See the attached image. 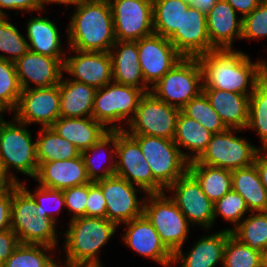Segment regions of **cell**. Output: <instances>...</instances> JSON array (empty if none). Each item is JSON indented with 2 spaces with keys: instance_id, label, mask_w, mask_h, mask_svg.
Segmentation results:
<instances>
[{
  "instance_id": "c3c4849f",
  "label": "cell",
  "mask_w": 267,
  "mask_h": 267,
  "mask_svg": "<svg viewBox=\"0 0 267 267\" xmlns=\"http://www.w3.org/2000/svg\"><path fill=\"white\" fill-rule=\"evenodd\" d=\"M86 217L106 218V202L101 188L95 183H88V196L85 209Z\"/></svg>"
},
{
  "instance_id": "7dc6e473",
  "label": "cell",
  "mask_w": 267,
  "mask_h": 267,
  "mask_svg": "<svg viewBox=\"0 0 267 267\" xmlns=\"http://www.w3.org/2000/svg\"><path fill=\"white\" fill-rule=\"evenodd\" d=\"M62 191L65 197V206L69 209V212L73 211L71 220L84 217L88 196V183L73 186Z\"/></svg>"
},
{
  "instance_id": "681fc988",
  "label": "cell",
  "mask_w": 267,
  "mask_h": 267,
  "mask_svg": "<svg viewBox=\"0 0 267 267\" xmlns=\"http://www.w3.org/2000/svg\"><path fill=\"white\" fill-rule=\"evenodd\" d=\"M19 244L18 237L12 229L0 232V267H3Z\"/></svg>"
},
{
  "instance_id": "30bf717a",
  "label": "cell",
  "mask_w": 267,
  "mask_h": 267,
  "mask_svg": "<svg viewBox=\"0 0 267 267\" xmlns=\"http://www.w3.org/2000/svg\"><path fill=\"white\" fill-rule=\"evenodd\" d=\"M180 109L145 93L138 103L128 134H141L173 140Z\"/></svg>"
},
{
  "instance_id": "52a82bcc",
  "label": "cell",
  "mask_w": 267,
  "mask_h": 267,
  "mask_svg": "<svg viewBox=\"0 0 267 267\" xmlns=\"http://www.w3.org/2000/svg\"><path fill=\"white\" fill-rule=\"evenodd\" d=\"M202 91L203 75L197 58H183L150 89L156 98L179 109Z\"/></svg>"
},
{
  "instance_id": "cb8c5ba5",
  "label": "cell",
  "mask_w": 267,
  "mask_h": 267,
  "mask_svg": "<svg viewBox=\"0 0 267 267\" xmlns=\"http://www.w3.org/2000/svg\"><path fill=\"white\" fill-rule=\"evenodd\" d=\"M231 233L224 229L202 237L188 254H184L182 249L177 250L173 254L172 263L181 262L179 267H215L218 262L223 263L225 243Z\"/></svg>"
},
{
  "instance_id": "74e56055",
  "label": "cell",
  "mask_w": 267,
  "mask_h": 267,
  "mask_svg": "<svg viewBox=\"0 0 267 267\" xmlns=\"http://www.w3.org/2000/svg\"><path fill=\"white\" fill-rule=\"evenodd\" d=\"M50 250L46 245L20 243L3 267H51L56 261L46 254Z\"/></svg>"
},
{
  "instance_id": "6f0895ef",
  "label": "cell",
  "mask_w": 267,
  "mask_h": 267,
  "mask_svg": "<svg viewBox=\"0 0 267 267\" xmlns=\"http://www.w3.org/2000/svg\"><path fill=\"white\" fill-rule=\"evenodd\" d=\"M41 1V6H42V9L44 8V3L47 4V3H62V4H65V5H75L77 6L79 3H81L83 0H40Z\"/></svg>"
},
{
  "instance_id": "8fae6325",
  "label": "cell",
  "mask_w": 267,
  "mask_h": 267,
  "mask_svg": "<svg viewBox=\"0 0 267 267\" xmlns=\"http://www.w3.org/2000/svg\"><path fill=\"white\" fill-rule=\"evenodd\" d=\"M108 2L116 41H138L154 34L152 0H108Z\"/></svg>"
},
{
  "instance_id": "f5cc1de1",
  "label": "cell",
  "mask_w": 267,
  "mask_h": 267,
  "mask_svg": "<svg viewBox=\"0 0 267 267\" xmlns=\"http://www.w3.org/2000/svg\"><path fill=\"white\" fill-rule=\"evenodd\" d=\"M236 11L245 17L251 13L261 2L260 0H225Z\"/></svg>"
},
{
  "instance_id": "6da1fadb",
  "label": "cell",
  "mask_w": 267,
  "mask_h": 267,
  "mask_svg": "<svg viewBox=\"0 0 267 267\" xmlns=\"http://www.w3.org/2000/svg\"><path fill=\"white\" fill-rule=\"evenodd\" d=\"M197 59L202 69L203 89L251 95L262 80V60L252 63L241 51L213 50Z\"/></svg>"
},
{
  "instance_id": "816d5d0a",
  "label": "cell",
  "mask_w": 267,
  "mask_h": 267,
  "mask_svg": "<svg viewBox=\"0 0 267 267\" xmlns=\"http://www.w3.org/2000/svg\"><path fill=\"white\" fill-rule=\"evenodd\" d=\"M29 10L31 12L42 10L40 0H0V16H7L2 9Z\"/></svg>"
},
{
  "instance_id": "7c38bea8",
  "label": "cell",
  "mask_w": 267,
  "mask_h": 267,
  "mask_svg": "<svg viewBox=\"0 0 267 267\" xmlns=\"http://www.w3.org/2000/svg\"><path fill=\"white\" fill-rule=\"evenodd\" d=\"M115 175L137 185L140 193L154 194V177L139 143L125 130H116Z\"/></svg>"
},
{
  "instance_id": "11a10c76",
  "label": "cell",
  "mask_w": 267,
  "mask_h": 267,
  "mask_svg": "<svg viewBox=\"0 0 267 267\" xmlns=\"http://www.w3.org/2000/svg\"><path fill=\"white\" fill-rule=\"evenodd\" d=\"M218 0H194L190 6L207 15Z\"/></svg>"
},
{
  "instance_id": "7402d4cb",
  "label": "cell",
  "mask_w": 267,
  "mask_h": 267,
  "mask_svg": "<svg viewBox=\"0 0 267 267\" xmlns=\"http://www.w3.org/2000/svg\"><path fill=\"white\" fill-rule=\"evenodd\" d=\"M211 45L216 50H232L235 37H242V17L225 0H218L206 15Z\"/></svg>"
},
{
  "instance_id": "be15d7a7",
  "label": "cell",
  "mask_w": 267,
  "mask_h": 267,
  "mask_svg": "<svg viewBox=\"0 0 267 267\" xmlns=\"http://www.w3.org/2000/svg\"><path fill=\"white\" fill-rule=\"evenodd\" d=\"M184 1L190 5L194 0H184Z\"/></svg>"
},
{
  "instance_id": "484cf974",
  "label": "cell",
  "mask_w": 267,
  "mask_h": 267,
  "mask_svg": "<svg viewBox=\"0 0 267 267\" xmlns=\"http://www.w3.org/2000/svg\"><path fill=\"white\" fill-rule=\"evenodd\" d=\"M51 127L81 152L90 148L110 131L109 127H105L93 117H59Z\"/></svg>"
},
{
  "instance_id": "680465c9",
  "label": "cell",
  "mask_w": 267,
  "mask_h": 267,
  "mask_svg": "<svg viewBox=\"0 0 267 267\" xmlns=\"http://www.w3.org/2000/svg\"><path fill=\"white\" fill-rule=\"evenodd\" d=\"M262 80L267 83V62L262 60Z\"/></svg>"
},
{
  "instance_id": "e7e4bbea",
  "label": "cell",
  "mask_w": 267,
  "mask_h": 267,
  "mask_svg": "<svg viewBox=\"0 0 267 267\" xmlns=\"http://www.w3.org/2000/svg\"><path fill=\"white\" fill-rule=\"evenodd\" d=\"M51 267H62V266H59V265L55 262Z\"/></svg>"
},
{
  "instance_id": "ac0fdd59",
  "label": "cell",
  "mask_w": 267,
  "mask_h": 267,
  "mask_svg": "<svg viewBox=\"0 0 267 267\" xmlns=\"http://www.w3.org/2000/svg\"><path fill=\"white\" fill-rule=\"evenodd\" d=\"M64 60L29 50L14 62L21 89L31 88L29 81L33 82L36 88L59 84L63 77Z\"/></svg>"
},
{
  "instance_id": "f907efd6",
  "label": "cell",
  "mask_w": 267,
  "mask_h": 267,
  "mask_svg": "<svg viewBox=\"0 0 267 267\" xmlns=\"http://www.w3.org/2000/svg\"><path fill=\"white\" fill-rule=\"evenodd\" d=\"M12 187L0 194V232L11 229Z\"/></svg>"
},
{
  "instance_id": "d6986e66",
  "label": "cell",
  "mask_w": 267,
  "mask_h": 267,
  "mask_svg": "<svg viewBox=\"0 0 267 267\" xmlns=\"http://www.w3.org/2000/svg\"><path fill=\"white\" fill-rule=\"evenodd\" d=\"M76 56L67 57L64 60V71L68 72L76 79L95 89L112 82V59L109 52L79 51ZM78 54V55H77Z\"/></svg>"
},
{
  "instance_id": "bcb514c9",
  "label": "cell",
  "mask_w": 267,
  "mask_h": 267,
  "mask_svg": "<svg viewBox=\"0 0 267 267\" xmlns=\"http://www.w3.org/2000/svg\"><path fill=\"white\" fill-rule=\"evenodd\" d=\"M267 37V2H261L251 13L242 17L241 39Z\"/></svg>"
},
{
  "instance_id": "277c9868",
  "label": "cell",
  "mask_w": 267,
  "mask_h": 267,
  "mask_svg": "<svg viewBox=\"0 0 267 267\" xmlns=\"http://www.w3.org/2000/svg\"><path fill=\"white\" fill-rule=\"evenodd\" d=\"M129 135L139 143L150 166L154 177V194L163 193L188 171L191 153H184L173 140L141 134Z\"/></svg>"
},
{
  "instance_id": "8992f818",
  "label": "cell",
  "mask_w": 267,
  "mask_h": 267,
  "mask_svg": "<svg viewBox=\"0 0 267 267\" xmlns=\"http://www.w3.org/2000/svg\"><path fill=\"white\" fill-rule=\"evenodd\" d=\"M165 194H147L143 214L159 234L161 242L174 254L182 249L190 223L175 202Z\"/></svg>"
},
{
  "instance_id": "f1b7e54d",
  "label": "cell",
  "mask_w": 267,
  "mask_h": 267,
  "mask_svg": "<svg viewBox=\"0 0 267 267\" xmlns=\"http://www.w3.org/2000/svg\"><path fill=\"white\" fill-rule=\"evenodd\" d=\"M27 38L30 51L53 58H66L62 52L58 28L48 18L30 19L27 23Z\"/></svg>"
},
{
  "instance_id": "5b68a950",
  "label": "cell",
  "mask_w": 267,
  "mask_h": 267,
  "mask_svg": "<svg viewBox=\"0 0 267 267\" xmlns=\"http://www.w3.org/2000/svg\"><path fill=\"white\" fill-rule=\"evenodd\" d=\"M14 120L17 123L0 121V164L15 183H20L14 174H8L10 168L35 178L39 165L36 141L32 142L24 123Z\"/></svg>"
},
{
  "instance_id": "7a4b0ae2",
  "label": "cell",
  "mask_w": 267,
  "mask_h": 267,
  "mask_svg": "<svg viewBox=\"0 0 267 267\" xmlns=\"http://www.w3.org/2000/svg\"><path fill=\"white\" fill-rule=\"evenodd\" d=\"M67 31L68 43L73 50L109 52L116 37L108 0L79 3Z\"/></svg>"
},
{
  "instance_id": "e575fe53",
  "label": "cell",
  "mask_w": 267,
  "mask_h": 267,
  "mask_svg": "<svg viewBox=\"0 0 267 267\" xmlns=\"http://www.w3.org/2000/svg\"><path fill=\"white\" fill-rule=\"evenodd\" d=\"M250 215L239 223L232 234L251 249L262 252L267 248V211Z\"/></svg>"
},
{
  "instance_id": "f6af8a7d",
  "label": "cell",
  "mask_w": 267,
  "mask_h": 267,
  "mask_svg": "<svg viewBox=\"0 0 267 267\" xmlns=\"http://www.w3.org/2000/svg\"><path fill=\"white\" fill-rule=\"evenodd\" d=\"M20 184L32 195V197L36 201L37 203L36 215L40 217H49L56 222L57 218L53 216L54 214H52V210L50 209L48 210L49 206L48 208L46 206L48 205L49 202L52 204L55 203L56 205L54 206L56 208L55 210H57L58 213H60L61 207L65 206V197L63 191L58 189L47 188L44 186H39L38 188H36L35 193L33 194L25 187L24 184H22V182Z\"/></svg>"
},
{
  "instance_id": "9f6ffc18",
  "label": "cell",
  "mask_w": 267,
  "mask_h": 267,
  "mask_svg": "<svg viewBox=\"0 0 267 267\" xmlns=\"http://www.w3.org/2000/svg\"><path fill=\"white\" fill-rule=\"evenodd\" d=\"M15 182L5 173L0 164V194L7 192Z\"/></svg>"
},
{
  "instance_id": "7bdbcfd3",
  "label": "cell",
  "mask_w": 267,
  "mask_h": 267,
  "mask_svg": "<svg viewBox=\"0 0 267 267\" xmlns=\"http://www.w3.org/2000/svg\"><path fill=\"white\" fill-rule=\"evenodd\" d=\"M247 211L249 209L243 197L239 193L231 190L214 203V221L218 214L221 217L223 216L225 220L235 225L232 229L227 228L228 231L232 232L239 225L241 222L240 219L244 217Z\"/></svg>"
},
{
  "instance_id": "ffe728a7",
  "label": "cell",
  "mask_w": 267,
  "mask_h": 267,
  "mask_svg": "<svg viewBox=\"0 0 267 267\" xmlns=\"http://www.w3.org/2000/svg\"><path fill=\"white\" fill-rule=\"evenodd\" d=\"M125 224L127 231L122 240L128 247L165 267L173 264V254L161 242L159 234L144 214Z\"/></svg>"
},
{
  "instance_id": "44dd1931",
  "label": "cell",
  "mask_w": 267,
  "mask_h": 267,
  "mask_svg": "<svg viewBox=\"0 0 267 267\" xmlns=\"http://www.w3.org/2000/svg\"><path fill=\"white\" fill-rule=\"evenodd\" d=\"M39 186L64 190L90 183L82 155L68 160L42 163L35 178Z\"/></svg>"
},
{
  "instance_id": "1f68e13d",
  "label": "cell",
  "mask_w": 267,
  "mask_h": 267,
  "mask_svg": "<svg viewBox=\"0 0 267 267\" xmlns=\"http://www.w3.org/2000/svg\"><path fill=\"white\" fill-rule=\"evenodd\" d=\"M38 165L56 160L79 157L81 151L68 140L60 137L52 127H42L36 141Z\"/></svg>"
},
{
  "instance_id": "9c48e42d",
  "label": "cell",
  "mask_w": 267,
  "mask_h": 267,
  "mask_svg": "<svg viewBox=\"0 0 267 267\" xmlns=\"http://www.w3.org/2000/svg\"><path fill=\"white\" fill-rule=\"evenodd\" d=\"M246 139L234 136L232 128L213 135L203 153L194 160L217 168L229 170L249 167L254 164L260 151Z\"/></svg>"
},
{
  "instance_id": "f35d334b",
  "label": "cell",
  "mask_w": 267,
  "mask_h": 267,
  "mask_svg": "<svg viewBox=\"0 0 267 267\" xmlns=\"http://www.w3.org/2000/svg\"><path fill=\"white\" fill-rule=\"evenodd\" d=\"M113 146H111V144ZM110 145V146H109ZM111 147L113 148L111 150V148L109 149L111 151L110 156H108V158L111 160H113L114 155L116 154V130L114 131H109L104 137H102L98 142H96L94 145H92L90 148L85 149L84 151L81 152V155L83 157L84 163H85V167H86V172L88 175V178L90 179L91 182H96L98 180L101 179H105V178H109L111 176L115 175L116 172V162L114 161V163H112V165L110 164V166L108 167H104L102 170L98 169L99 167H97L94 163V154L96 156V152L105 148ZM98 151V152H99ZM89 152H93L91 155L89 154ZM97 152V153H98ZM113 152V153H112ZM114 154V155H113ZM113 155V156H112ZM98 157V156H97ZM93 158V159H92ZM97 161V160H95ZM102 173H101V172Z\"/></svg>"
},
{
  "instance_id": "83f0119b",
  "label": "cell",
  "mask_w": 267,
  "mask_h": 267,
  "mask_svg": "<svg viewBox=\"0 0 267 267\" xmlns=\"http://www.w3.org/2000/svg\"><path fill=\"white\" fill-rule=\"evenodd\" d=\"M232 190L239 193L250 212L267 211V190L255 164L231 170Z\"/></svg>"
},
{
  "instance_id": "ba28073f",
  "label": "cell",
  "mask_w": 267,
  "mask_h": 267,
  "mask_svg": "<svg viewBox=\"0 0 267 267\" xmlns=\"http://www.w3.org/2000/svg\"><path fill=\"white\" fill-rule=\"evenodd\" d=\"M145 92L135 86L123 85L115 82L97 89L94 99L92 117L105 127L109 124V130H124L117 127L121 120L130 122L136 113L138 103ZM107 124V125H106Z\"/></svg>"
},
{
  "instance_id": "d6a6232c",
  "label": "cell",
  "mask_w": 267,
  "mask_h": 267,
  "mask_svg": "<svg viewBox=\"0 0 267 267\" xmlns=\"http://www.w3.org/2000/svg\"><path fill=\"white\" fill-rule=\"evenodd\" d=\"M11 229L23 244H40L55 248L58 245L56 222L37 216L29 221H11Z\"/></svg>"
},
{
  "instance_id": "9a60e30c",
  "label": "cell",
  "mask_w": 267,
  "mask_h": 267,
  "mask_svg": "<svg viewBox=\"0 0 267 267\" xmlns=\"http://www.w3.org/2000/svg\"><path fill=\"white\" fill-rule=\"evenodd\" d=\"M137 48L142 75L147 86L149 83L154 86L184 58L168 38L157 34L139 39Z\"/></svg>"
},
{
  "instance_id": "3957f363",
  "label": "cell",
  "mask_w": 267,
  "mask_h": 267,
  "mask_svg": "<svg viewBox=\"0 0 267 267\" xmlns=\"http://www.w3.org/2000/svg\"><path fill=\"white\" fill-rule=\"evenodd\" d=\"M65 232L66 265L100 264L97 253L114 235L115 223L106 218L79 217L68 223Z\"/></svg>"
},
{
  "instance_id": "60d3db41",
  "label": "cell",
  "mask_w": 267,
  "mask_h": 267,
  "mask_svg": "<svg viewBox=\"0 0 267 267\" xmlns=\"http://www.w3.org/2000/svg\"><path fill=\"white\" fill-rule=\"evenodd\" d=\"M223 267H261V252L251 249L232 233L225 243Z\"/></svg>"
},
{
  "instance_id": "4316f807",
  "label": "cell",
  "mask_w": 267,
  "mask_h": 267,
  "mask_svg": "<svg viewBox=\"0 0 267 267\" xmlns=\"http://www.w3.org/2000/svg\"><path fill=\"white\" fill-rule=\"evenodd\" d=\"M96 91L94 87L82 82L61 78L60 117H92Z\"/></svg>"
},
{
  "instance_id": "94428289",
  "label": "cell",
  "mask_w": 267,
  "mask_h": 267,
  "mask_svg": "<svg viewBox=\"0 0 267 267\" xmlns=\"http://www.w3.org/2000/svg\"><path fill=\"white\" fill-rule=\"evenodd\" d=\"M65 267H103L102 264H76V265H66Z\"/></svg>"
},
{
  "instance_id": "ee69618b",
  "label": "cell",
  "mask_w": 267,
  "mask_h": 267,
  "mask_svg": "<svg viewBox=\"0 0 267 267\" xmlns=\"http://www.w3.org/2000/svg\"><path fill=\"white\" fill-rule=\"evenodd\" d=\"M37 203L20 184L12 186L11 221H29L36 217Z\"/></svg>"
},
{
  "instance_id": "b9f144b4",
  "label": "cell",
  "mask_w": 267,
  "mask_h": 267,
  "mask_svg": "<svg viewBox=\"0 0 267 267\" xmlns=\"http://www.w3.org/2000/svg\"><path fill=\"white\" fill-rule=\"evenodd\" d=\"M8 16H0V58L15 62L29 51L28 41L20 34L18 29L8 22Z\"/></svg>"
},
{
  "instance_id": "603a6c76",
  "label": "cell",
  "mask_w": 267,
  "mask_h": 267,
  "mask_svg": "<svg viewBox=\"0 0 267 267\" xmlns=\"http://www.w3.org/2000/svg\"><path fill=\"white\" fill-rule=\"evenodd\" d=\"M111 48L114 50L109 51L113 82L138 87L145 93L150 92L142 75L137 41H116Z\"/></svg>"
},
{
  "instance_id": "e0dca14e",
  "label": "cell",
  "mask_w": 267,
  "mask_h": 267,
  "mask_svg": "<svg viewBox=\"0 0 267 267\" xmlns=\"http://www.w3.org/2000/svg\"><path fill=\"white\" fill-rule=\"evenodd\" d=\"M169 41L184 58H197L216 50L210 43L206 15L191 6L182 16L181 28Z\"/></svg>"
},
{
  "instance_id": "4dcf8cb0",
  "label": "cell",
  "mask_w": 267,
  "mask_h": 267,
  "mask_svg": "<svg viewBox=\"0 0 267 267\" xmlns=\"http://www.w3.org/2000/svg\"><path fill=\"white\" fill-rule=\"evenodd\" d=\"M213 135L199 122L187 117L180 111L173 141L178 148L183 146V148L193 152L190 161L196 160L203 153Z\"/></svg>"
},
{
  "instance_id": "8d00e7d4",
  "label": "cell",
  "mask_w": 267,
  "mask_h": 267,
  "mask_svg": "<svg viewBox=\"0 0 267 267\" xmlns=\"http://www.w3.org/2000/svg\"><path fill=\"white\" fill-rule=\"evenodd\" d=\"M180 111L189 118H192L203 125L213 134L228 129L220 119L217 112L212 108L207 96L202 91L191 99Z\"/></svg>"
},
{
  "instance_id": "db71d44e",
  "label": "cell",
  "mask_w": 267,
  "mask_h": 267,
  "mask_svg": "<svg viewBox=\"0 0 267 267\" xmlns=\"http://www.w3.org/2000/svg\"><path fill=\"white\" fill-rule=\"evenodd\" d=\"M261 153H266V154H261ZM254 164L257 167V171L260 177V180L262 181L264 187L267 190V150L259 151L258 154L256 155Z\"/></svg>"
},
{
  "instance_id": "ab89813d",
  "label": "cell",
  "mask_w": 267,
  "mask_h": 267,
  "mask_svg": "<svg viewBox=\"0 0 267 267\" xmlns=\"http://www.w3.org/2000/svg\"><path fill=\"white\" fill-rule=\"evenodd\" d=\"M21 92L14 62L0 58V106L6 111L16 110Z\"/></svg>"
},
{
  "instance_id": "4fadbf2b",
  "label": "cell",
  "mask_w": 267,
  "mask_h": 267,
  "mask_svg": "<svg viewBox=\"0 0 267 267\" xmlns=\"http://www.w3.org/2000/svg\"><path fill=\"white\" fill-rule=\"evenodd\" d=\"M106 202V219L117 226L143 215L144 201L138 200L139 191L133 184L116 175L95 182Z\"/></svg>"
},
{
  "instance_id": "5bb4252c",
  "label": "cell",
  "mask_w": 267,
  "mask_h": 267,
  "mask_svg": "<svg viewBox=\"0 0 267 267\" xmlns=\"http://www.w3.org/2000/svg\"><path fill=\"white\" fill-rule=\"evenodd\" d=\"M175 191L171 199L192 225L208 229L214 223V203L202 191L197 179L187 171L168 189ZM196 223V224H195Z\"/></svg>"
},
{
  "instance_id": "2e32d148",
  "label": "cell",
  "mask_w": 267,
  "mask_h": 267,
  "mask_svg": "<svg viewBox=\"0 0 267 267\" xmlns=\"http://www.w3.org/2000/svg\"><path fill=\"white\" fill-rule=\"evenodd\" d=\"M15 112V119L26 126L36 122L51 127L60 117L59 84L22 90Z\"/></svg>"
},
{
  "instance_id": "d4e9b609",
  "label": "cell",
  "mask_w": 267,
  "mask_h": 267,
  "mask_svg": "<svg viewBox=\"0 0 267 267\" xmlns=\"http://www.w3.org/2000/svg\"><path fill=\"white\" fill-rule=\"evenodd\" d=\"M203 92L227 128L241 131L247 127L250 95L220 89H203Z\"/></svg>"
},
{
  "instance_id": "d590c367",
  "label": "cell",
  "mask_w": 267,
  "mask_h": 267,
  "mask_svg": "<svg viewBox=\"0 0 267 267\" xmlns=\"http://www.w3.org/2000/svg\"><path fill=\"white\" fill-rule=\"evenodd\" d=\"M256 130L262 141L261 150H267V83L261 80L249 98L248 124L246 129Z\"/></svg>"
},
{
  "instance_id": "6125c7cd",
  "label": "cell",
  "mask_w": 267,
  "mask_h": 267,
  "mask_svg": "<svg viewBox=\"0 0 267 267\" xmlns=\"http://www.w3.org/2000/svg\"><path fill=\"white\" fill-rule=\"evenodd\" d=\"M4 111H6V110L0 106V121L3 120V117H2V113L1 112H4Z\"/></svg>"
},
{
  "instance_id": "836d02e7",
  "label": "cell",
  "mask_w": 267,
  "mask_h": 267,
  "mask_svg": "<svg viewBox=\"0 0 267 267\" xmlns=\"http://www.w3.org/2000/svg\"><path fill=\"white\" fill-rule=\"evenodd\" d=\"M154 34L170 38L181 28L182 16L190 5L184 0H152Z\"/></svg>"
},
{
  "instance_id": "f546056e",
  "label": "cell",
  "mask_w": 267,
  "mask_h": 267,
  "mask_svg": "<svg viewBox=\"0 0 267 267\" xmlns=\"http://www.w3.org/2000/svg\"><path fill=\"white\" fill-rule=\"evenodd\" d=\"M188 171L197 179L202 191L215 203L232 190L231 170L190 161Z\"/></svg>"
},
{
  "instance_id": "91938a15",
  "label": "cell",
  "mask_w": 267,
  "mask_h": 267,
  "mask_svg": "<svg viewBox=\"0 0 267 267\" xmlns=\"http://www.w3.org/2000/svg\"><path fill=\"white\" fill-rule=\"evenodd\" d=\"M261 267H267V248L261 252Z\"/></svg>"
}]
</instances>
